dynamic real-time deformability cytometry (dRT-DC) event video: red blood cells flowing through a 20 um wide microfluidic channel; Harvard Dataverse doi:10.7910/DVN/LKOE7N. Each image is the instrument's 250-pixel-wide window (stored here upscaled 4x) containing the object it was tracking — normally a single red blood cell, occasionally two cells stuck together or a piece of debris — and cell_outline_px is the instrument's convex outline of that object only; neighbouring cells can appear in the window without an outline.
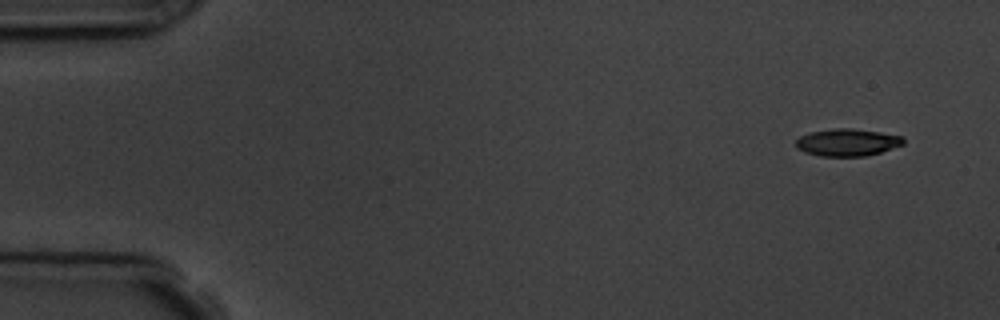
{"species": "common noctule bat (a hibernating species)", "species_latin": "Nyctalus noctula", "temperature_condition": "room temperature", "stored_images_in_passage": 7, "camera_frame_rate_fps": 3000, "um_per_image_px": 0.085, "animal": {"sex": "male", "body_mass_g": 19.5, "forearm_length_mm": 54.6}, "frame": {"image": 1, "passage_image": 1, "time_ms": 0.0, "image_size_px": [1000, 320], "cell_outline_px": [[904, 144], [880, 152], [864, 156], [820, 156], [804, 152], [796, 148], [796, 140], [800, 136], [808, 132], [832, 128], [852, 128], [880, 132], [904, 136]], "centroid_in_image_um": [72.0, 12.09], "position_along_channel_um": 13.0, "area_um2": 17.22}}
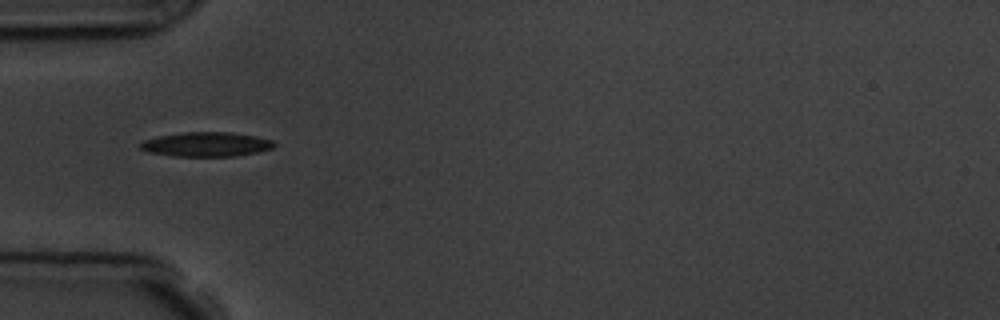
{"frame": {"image": 2, "passage_image": 5, "time_ms": 4.667, "image_size_px": [1000, 320], "cell_outline_px": [[276, 144], [272, 148], [260, 152], [236, 156], [172, 156], [148, 152], [140, 148], [140, 144], [144, 140], [160, 136], [184, 132], [232, 132], [256, 136], [272, 140]], "centroid_in_image_um": [17.57, 12.27], "position_along_channel_um": 67.4, "area_um2": 19.07}}